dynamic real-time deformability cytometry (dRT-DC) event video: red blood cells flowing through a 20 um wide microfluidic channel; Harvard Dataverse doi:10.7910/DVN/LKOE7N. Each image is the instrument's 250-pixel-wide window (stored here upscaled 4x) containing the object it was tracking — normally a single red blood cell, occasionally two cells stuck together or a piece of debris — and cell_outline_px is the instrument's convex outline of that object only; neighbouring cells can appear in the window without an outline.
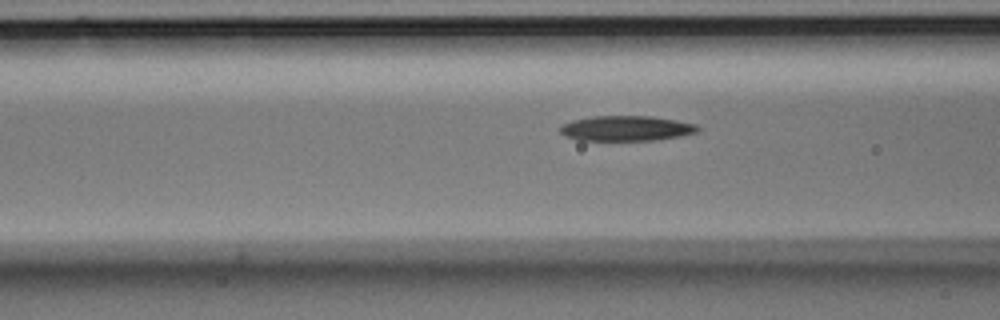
{"species": "Egyptian fruit bat (a non-hibernating species)", "species_latin": "Rousettus aegyptiacus", "temperature_condition": "room temperature", "stored_images_in_passage": 38, "camera_frame_rate_fps": 3000, "um_per_image_px": 0.085, "animal": {"sex": "male"}, "frame": {"image": 1, "passage_image": 17, "time_ms": 5.333, "image_size_px": [1000, 320], "cell_outline_px": [[700, 128], [696, 132], [680, 136], [652, 140], [576, 140], [564, 136], [560, 132], [560, 128], [564, 124], [572, 120], [592, 116], [652, 116], [676, 120], [696, 124]], "centroid_in_image_um": [53.21, 10.9], "position_along_channel_um": 113.4, "area_um2": 20.11}}
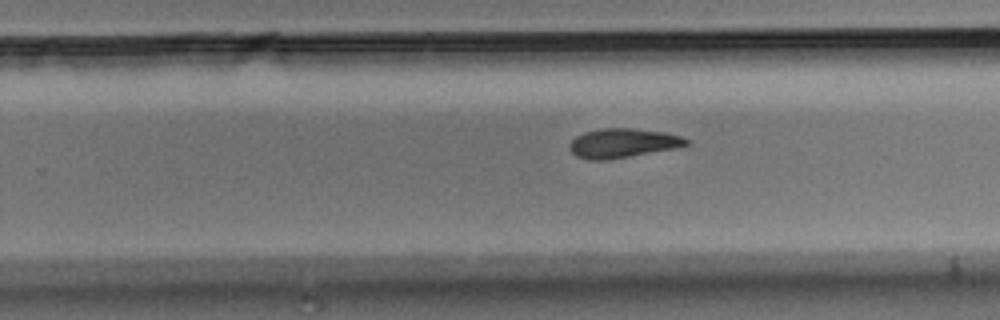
{"frame": {"image": 2, "passage_image": 30, "time_ms": 9.667, "image_size_px": [1000, 320], "cell_outline_px": [[692, 144], [672, 148], [608, 160], [588, 160], [576, 156], [568, 148], [568, 144], [576, 136], [584, 132], [600, 128], [632, 128], [664, 132], [680, 136], [688, 140]], "centroid_in_image_um": [52.88, 12.16], "position_along_channel_um": 276.9, "area_um2": 19.83}}
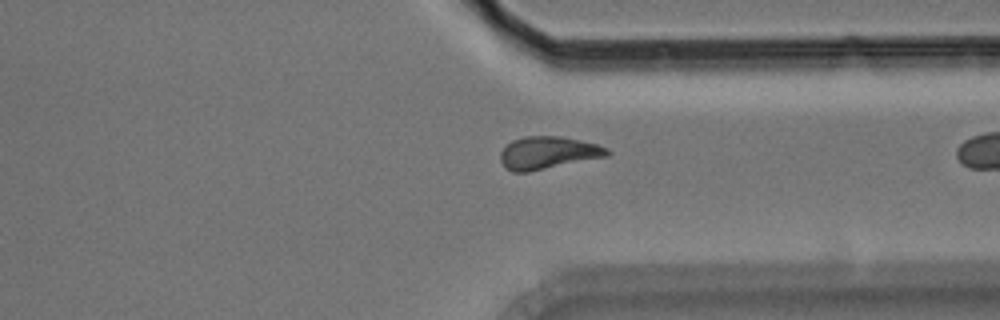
{"frame": {"image": 3, "passage_image": 37, "time_ms": 12.0, "image_size_px": [1000, 320], "cell_outline_px": [[612, 152], [608, 156], [528, 172], [512, 172], [504, 168], [500, 160], [500, 152], [512, 140], [524, 136], [560, 136], [580, 140], [596, 144], [608, 148]], "centroid_in_image_um": [46.57, 12.99], "position_along_channel_um": 364.8, "area_um2": 20.35}}